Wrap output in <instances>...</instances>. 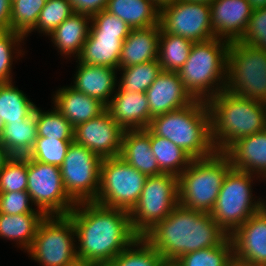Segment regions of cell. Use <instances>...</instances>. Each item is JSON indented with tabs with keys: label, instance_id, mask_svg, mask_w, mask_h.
I'll return each mask as SVG.
<instances>
[{
	"label": "cell",
	"instance_id": "obj_1",
	"mask_svg": "<svg viewBox=\"0 0 266 266\" xmlns=\"http://www.w3.org/2000/svg\"><path fill=\"white\" fill-rule=\"evenodd\" d=\"M74 223L77 258L106 266L139 236L129 212L104 207L93 201L76 203L68 214Z\"/></svg>",
	"mask_w": 266,
	"mask_h": 266
},
{
	"label": "cell",
	"instance_id": "obj_2",
	"mask_svg": "<svg viewBox=\"0 0 266 266\" xmlns=\"http://www.w3.org/2000/svg\"><path fill=\"white\" fill-rule=\"evenodd\" d=\"M227 237L210 213L186 208L179 203L143 236L167 264H173L189 252L216 247Z\"/></svg>",
	"mask_w": 266,
	"mask_h": 266
},
{
	"label": "cell",
	"instance_id": "obj_3",
	"mask_svg": "<svg viewBox=\"0 0 266 266\" xmlns=\"http://www.w3.org/2000/svg\"><path fill=\"white\" fill-rule=\"evenodd\" d=\"M207 105L211 139L217 152H225L237 140L266 129L265 102L223 90Z\"/></svg>",
	"mask_w": 266,
	"mask_h": 266
},
{
	"label": "cell",
	"instance_id": "obj_4",
	"mask_svg": "<svg viewBox=\"0 0 266 266\" xmlns=\"http://www.w3.org/2000/svg\"><path fill=\"white\" fill-rule=\"evenodd\" d=\"M148 129L172 141L192 159L206 158L216 152L205 101L194 100L184 108L157 115L151 119Z\"/></svg>",
	"mask_w": 266,
	"mask_h": 266
},
{
	"label": "cell",
	"instance_id": "obj_5",
	"mask_svg": "<svg viewBox=\"0 0 266 266\" xmlns=\"http://www.w3.org/2000/svg\"><path fill=\"white\" fill-rule=\"evenodd\" d=\"M229 44L216 37L193 43L187 61L177 73L194 100L207 102L225 89Z\"/></svg>",
	"mask_w": 266,
	"mask_h": 266
},
{
	"label": "cell",
	"instance_id": "obj_6",
	"mask_svg": "<svg viewBox=\"0 0 266 266\" xmlns=\"http://www.w3.org/2000/svg\"><path fill=\"white\" fill-rule=\"evenodd\" d=\"M224 152L192 159L178 176L179 204L183 207L210 213L214 208L223 179L231 169Z\"/></svg>",
	"mask_w": 266,
	"mask_h": 266
},
{
	"label": "cell",
	"instance_id": "obj_7",
	"mask_svg": "<svg viewBox=\"0 0 266 266\" xmlns=\"http://www.w3.org/2000/svg\"><path fill=\"white\" fill-rule=\"evenodd\" d=\"M254 178L261 180L257 175L231 168L223 179L210 214L228 236L262 208V198L253 197Z\"/></svg>",
	"mask_w": 266,
	"mask_h": 266
},
{
	"label": "cell",
	"instance_id": "obj_8",
	"mask_svg": "<svg viewBox=\"0 0 266 266\" xmlns=\"http://www.w3.org/2000/svg\"><path fill=\"white\" fill-rule=\"evenodd\" d=\"M225 91L240 97L266 101V51L232 41L227 52Z\"/></svg>",
	"mask_w": 266,
	"mask_h": 266
},
{
	"label": "cell",
	"instance_id": "obj_9",
	"mask_svg": "<svg viewBox=\"0 0 266 266\" xmlns=\"http://www.w3.org/2000/svg\"><path fill=\"white\" fill-rule=\"evenodd\" d=\"M179 203L178 177L163 173L147 176L136 205L129 212L134 232L143 237Z\"/></svg>",
	"mask_w": 266,
	"mask_h": 266
},
{
	"label": "cell",
	"instance_id": "obj_10",
	"mask_svg": "<svg viewBox=\"0 0 266 266\" xmlns=\"http://www.w3.org/2000/svg\"><path fill=\"white\" fill-rule=\"evenodd\" d=\"M39 266H66L77 260L74 223L68 215L46 216L26 251Z\"/></svg>",
	"mask_w": 266,
	"mask_h": 266
},
{
	"label": "cell",
	"instance_id": "obj_11",
	"mask_svg": "<svg viewBox=\"0 0 266 266\" xmlns=\"http://www.w3.org/2000/svg\"><path fill=\"white\" fill-rule=\"evenodd\" d=\"M147 176L122 158H102L100 187L93 201L104 207L130 212L136 205Z\"/></svg>",
	"mask_w": 266,
	"mask_h": 266
},
{
	"label": "cell",
	"instance_id": "obj_12",
	"mask_svg": "<svg viewBox=\"0 0 266 266\" xmlns=\"http://www.w3.org/2000/svg\"><path fill=\"white\" fill-rule=\"evenodd\" d=\"M101 160L99 155L74 141L69 145L60 170L66 193L75 203L96 199Z\"/></svg>",
	"mask_w": 266,
	"mask_h": 266
},
{
	"label": "cell",
	"instance_id": "obj_13",
	"mask_svg": "<svg viewBox=\"0 0 266 266\" xmlns=\"http://www.w3.org/2000/svg\"><path fill=\"white\" fill-rule=\"evenodd\" d=\"M27 192L34 206L47 216L68 215L76 203L63 185L60 167L28 158Z\"/></svg>",
	"mask_w": 266,
	"mask_h": 266
},
{
	"label": "cell",
	"instance_id": "obj_14",
	"mask_svg": "<svg viewBox=\"0 0 266 266\" xmlns=\"http://www.w3.org/2000/svg\"><path fill=\"white\" fill-rule=\"evenodd\" d=\"M159 24L164 32L193 43L215 38L209 4L175 0L160 9Z\"/></svg>",
	"mask_w": 266,
	"mask_h": 266
},
{
	"label": "cell",
	"instance_id": "obj_15",
	"mask_svg": "<svg viewBox=\"0 0 266 266\" xmlns=\"http://www.w3.org/2000/svg\"><path fill=\"white\" fill-rule=\"evenodd\" d=\"M124 131L106 110L100 116L74 127L73 141L101 158L118 157Z\"/></svg>",
	"mask_w": 266,
	"mask_h": 266
},
{
	"label": "cell",
	"instance_id": "obj_16",
	"mask_svg": "<svg viewBox=\"0 0 266 266\" xmlns=\"http://www.w3.org/2000/svg\"><path fill=\"white\" fill-rule=\"evenodd\" d=\"M210 12L215 37L232 42L244 35L253 9L248 0H214Z\"/></svg>",
	"mask_w": 266,
	"mask_h": 266
},
{
	"label": "cell",
	"instance_id": "obj_17",
	"mask_svg": "<svg viewBox=\"0 0 266 266\" xmlns=\"http://www.w3.org/2000/svg\"><path fill=\"white\" fill-rule=\"evenodd\" d=\"M237 258L256 266H266V212L261 208L231 236Z\"/></svg>",
	"mask_w": 266,
	"mask_h": 266
},
{
	"label": "cell",
	"instance_id": "obj_18",
	"mask_svg": "<svg viewBox=\"0 0 266 266\" xmlns=\"http://www.w3.org/2000/svg\"><path fill=\"white\" fill-rule=\"evenodd\" d=\"M145 93L152 118L184 108L194 101L185 90L178 73L171 71L162 70Z\"/></svg>",
	"mask_w": 266,
	"mask_h": 266
},
{
	"label": "cell",
	"instance_id": "obj_19",
	"mask_svg": "<svg viewBox=\"0 0 266 266\" xmlns=\"http://www.w3.org/2000/svg\"><path fill=\"white\" fill-rule=\"evenodd\" d=\"M106 108L124 130L146 129L152 119L145 92H124L118 87Z\"/></svg>",
	"mask_w": 266,
	"mask_h": 266
},
{
	"label": "cell",
	"instance_id": "obj_20",
	"mask_svg": "<svg viewBox=\"0 0 266 266\" xmlns=\"http://www.w3.org/2000/svg\"><path fill=\"white\" fill-rule=\"evenodd\" d=\"M76 63L78 65H76L71 86L107 106L118 87V70L107 66L80 63L78 60Z\"/></svg>",
	"mask_w": 266,
	"mask_h": 266
},
{
	"label": "cell",
	"instance_id": "obj_21",
	"mask_svg": "<svg viewBox=\"0 0 266 266\" xmlns=\"http://www.w3.org/2000/svg\"><path fill=\"white\" fill-rule=\"evenodd\" d=\"M224 153L230 159L232 169L266 180V129L237 140Z\"/></svg>",
	"mask_w": 266,
	"mask_h": 266
},
{
	"label": "cell",
	"instance_id": "obj_22",
	"mask_svg": "<svg viewBox=\"0 0 266 266\" xmlns=\"http://www.w3.org/2000/svg\"><path fill=\"white\" fill-rule=\"evenodd\" d=\"M54 107L74 126H78L104 113L107 108L96 98L70 86L60 87L52 95Z\"/></svg>",
	"mask_w": 266,
	"mask_h": 266
},
{
	"label": "cell",
	"instance_id": "obj_23",
	"mask_svg": "<svg viewBox=\"0 0 266 266\" xmlns=\"http://www.w3.org/2000/svg\"><path fill=\"white\" fill-rule=\"evenodd\" d=\"M160 32V24L132 29L122 43L119 68L158 60Z\"/></svg>",
	"mask_w": 266,
	"mask_h": 266
},
{
	"label": "cell",
	"instance_id": "obj_24",
	"mask_svg": "<svg viewBox=\"0 0 266 266\" xmlns=\"http://www.w3.org/2000/svg\"><path fill=\"white\" fill-rule=\"evenodd\" d=\"M119 157L146 176L163 174L151 149L148 128L125 130Z\"/></svg>",
	"mask_w": 266,
	"mask_h": 266
},
{
	"label": "cell",
	"instance_id": "obj_25",
	"mask_svg": "<svg viewBox=\"0 0 266 266\" xmlns=\"http://www.w3.org/2000/svg\"><path fill=\"white\" fill-rule=\"evenodd\" d=\"M90 23L91 16L73 13L49 35L61 56L78 58L88 37Z\"/></svg>",
	"mask_w": 266,
	"mask_h": 266
},
{
	"label": "cell",
	"instance_id": "obj_26",
	"mask_svg": "<svg viewBox=\"0 0 266 266\" xmlns=\"http://www.w3.org/2000/svg\"><path fill=\"white\" fill-rule=\"evenodd\" d=\"M46 216L43 211L18 215L0 213V238L16 242L18 248L26 252L31 247L40 223Z\"/></svg>",
	"mask_w": 266,
	"mask_h": 266
},
{
	"label": "cell",
	"instance_id": "obj_27",
	"mask_svg": "<svg viewBox=\"0 0 266 266\" xmlns=\"http://www.w3.org/2000/svg\"><path fill=\"white\" fill-rule=\"evenodd\" d=\"M124 40L117 39V36L88 35L77 60L80 63L107 66L118 70Z\"/></svg>",
	"mask_w": 266,
	"mask_h": 266
},
{
	"label": "cell",
	"instance_id": "obj_28",
	"mask_svg": "<svg viewBox=\"0 0 266 266\" xmlns=\"http://www.w3.org/2000/svg\"><path fill=\"white\" fill-rule=\"evenodd\" d=\"M106 11L119 17L132 29L159 24L160 10L150 0H108Z\"/></svg>",
	"mask_w": 266,
	"mask_h": 266
},
{
	"label": "cell",
	"instance_id": "obj_29",
	"mask_svg": "<svg viewBox=\"0 0 266 266\" xmlns=\"http://www.w3.org/2000/svg\"><path fill=\"white\" fill-rule=\"evenodd\" d=\"M37 138L36 107L23 121L4 124L1 143L12 156H27Z\"/></svg>",
	"mask_w": 266,
	"mask_h": 266
},
{
	"label": "cell",
	"instance_id": "obj_30",
	"mask_svg": "<svg viewBox=\"0 0 266 266\" xmlns=\"http://www.w3.org/2000/svg\"><path fill=\"white\" fill-rule=\"evenodd\" d=\"M15 82L0 83V118L3 124L23 121L36 107L26 94L14 85Z\"/></svg>",
	"mask_w": 266,
	"mask_h": 266
},
{
	"label": "cell",
	"instance_id": "obj_31",
	"mask_svg": "<svg viewBox=\"0 0 266 266\" xmlns=\"http://www.w3.org/2000/svg\"><path fill=\"white\" fill-rule=\"evenodd\" d=\"M150 145L159 169L177 177L189 166L192 158L172 141L150 131Z\"/></svg>",
	"mask_w": 266,
	"mask_h": 266
},
{
	"label": "cell",
	"instance_id": "obj_32",
	"mask_svg": "<svg viewBox=\"0 0 266 266\" xmlns=\"http://www.w3.org/2000/svg\"><path fill=\"white\" fill-rule=\"evenodd\" d=\"M193 42L161 29L158 61L163 71L178 72L187 61Z\"/></svg>",
	"mask_w": 266,
	"mask_h": 266
},
{
	"label": "cell",
	"instance_id": "obj_33",
	"mask_svg": "<svg viewBox=\"0 0 266 266\" xmlns=\"http://www.w3.org/2000/svg\"><path fill=\"white\" fill-rule=\"evenodd\" d=\"M118 87L124 92L144 93L162 71L158 60L119 68Z\"/></svg>",
	"mask_w": 266,
	"mask_h": 266
},
{
	"label": "cell",
	"instance_id": "obj_34",
	"mask_svg": "<svg viewBox=\"0 0 266 266\" xmlns=\"http://www.w3.org/2000/svg\"><path fill=\"white\" fill-rule=\"evenodd\" d=\"M162 255L143 237H138L106 266H166Z\"/></svg>",
	"mask_w": 266,
	"mask_h": 266
},
{
	"label": "cell",
	"instance_id": "obj_35",
	"mask_svg": "<svg viewBox=\"0 0 266 266\" xmlns=\"http://www.w3.org/2000/svg\"><path fill=\"white\" fill-rule=\"evenodd\" d=\"M234 255L233 243L228 236L216 247L189 252L179 257L173 266H226L227 262Z\"/></svg>",
	"mask_w": 266,
	"mask_h": 266
},
{
	"label": "cell",
	"instance_id": "obj_36",
	"mask_svg": "<svg viewBox=\"0 0 266 266\" xmlns=\"http://www.w3.org/2000/svg\"><path fill=\"white\" fill-rule=\"evenodd\" d=\"M37 136L73 140L74 126L53 106L49 111L36 106Z\"/></svg>",
	"mask_w": 266,
	"mask_h": 266
},
{
	"label": "cell",
	"instance_id": "obj_37",
	"mask_svg": "<svg viewBox=\"0 0 266 266\" xmlns=\"http://www.w3.org/2000/svg\"><path fill=\"white\" fill-rule=\"evenodd\" d=\"M47 0H10V30L27 38L35 28Z\"/></svg>",
	"mask_w": 266,
	"mask_h": 266
},
{
	"label": "cell",
	"instance_id": "obj_38",
	"mask_svg": "<svg viewBox=\"0 0 266 266\" xmlns=\"http://www.w3.org/2000/svg\"><path fill=\"white\" fill-rule=\"evenodd\" d=\"M25 39L23 35L12 30L0 32V83L12 82L13 61L16 62L19 56L25 55V51H23L25 49H22L21 46Z\"/></svg>",
	"mask_w": 266,
	"mask_h": 266
},
{
	"label": "cell",
	"instance_id": "obj_39",
	"mask_svg": "<svg viewBox=\"0 0 266 266\" xmlns=\"http://www.w3.org/2000/svg\"><path fill=\"white\" fill-rule=\"evenodd\" d=\"M73 13L74 10L68 0H47L31 33L37 31L40 34L49 36Z\"/></svg>",
	"mask_w": 266,
	"mask_h": 266
},
{
	"label": "cell",
	"instance_id": "obj_40",
	"mask_svg": "<svg viewBox=\"0 0 266 266\" xmlns=\"http://www.w3.org/2000/svg\"><path fill=\"white\" fill-rule=\"evenodd\" d=\"M73 140H57L56 138L38 137L26 156L44 164L60 167L66 157V152Z\"/></svg>",
	"mask_w": 266,
	"mask_h": 266
},
{
	"label": "cell",
	"instance_id": "obj_41",
	"mask_svg": "<svg viewBox=\"0 0 266 266\" xmlns=\"http://www.w3.org/2000/svg\"><path fill=\"white\" fill-rule=\"evenodd\" d=\"M28 157L12 156L0 171V193L27 191Z\"/></svg>",
	"mask_w": 266,
	"mask_h": 266
},
{
	"label": "cell",
	"instance_id": "obj_42",
	"mask_svg": "<svg viewBox=\"0 0 266 266\" xmlns=\"http://www.w3.org/2000/svg\"><path fill=\"white\" fill-rule=\"evenodd\" d=\"M132 28L119 17L102 10L91 16L88 35L117 36V39H126Z\"/></svg>",
	"mask_w": 266,
	"mask_h": 266
},
{
	"label": "cell",
	"instance_id": "obj_43",
	"mask_svg": "<svg viewBox=\"0 0 266 266\" xmlns=\"http://www.w3.org/2000/svg\"><path fill=\"white\" fill-rule=\"evenodd\" d=\"M239 42L252 44L266 51V7L253 10L247 29Z\"/></svg>",
	"mask_w": 266,
	"mask_h": 266
},
{
	"label": "cell",
	"instance_id": "obj_44",
	"mask_svg": "<svg viewBox=\"0 0 266 266\" xmlns=\"http://www.w3.org/2000/svg\"><path fill=\"white\" fill-rule=\"evenodd\" d=\"M33 202L27 191L0 193V213L18 215L41 211L32 207Z\"/></svg>",
	"mask_w": 266,
	"mask_h": 266
},
{
	"label": "cell",
	"instance_id": "obj_45",
	"mask_svg": "<svg viewBox=\"0 0 266 266\" xmlns=\"http://www.w3.org/2000/svg\"><path fill=\"white\" fill-rule=\"evenodd\" d=\"M74 10V13L87 14L93 16L94 14L106 10L108 0H68Z\"/></svg>",
	"mask_w": 266,
	"mask_h": 266
},
{
	"label": "cell",
	"instance_id": "obj_46",
	"mask_svg": "<svg viewBox=\"0 0 266 266\" xmlns=\"http://www.w3.org/2000/svg\"><path fill=\"white\" fill-rule=\"evenodd\" d=\"M11 6L10 0H0V32L10 30Z\"/></svg>",
	"mask_w": 266,
	"mask_h": 266
},
{
	"label": "cell",
	"instance_id": "obj_47",
	"mask_svg": "<svg viewBox=\"0 0 266 266\" xmlns=\"http://www.w3.org/2000/svg\"><path fill=\"white\" fill-rule=\"evenodd\" d=\"M11 157L12 155L0 141V171L3 169V167Z\"/></svg>",
	"mask_w": 266,
	"mask_h": 266
},
{
	"label": "cell",
	"instance_id": "obj_48",
	"mask_svg": "<svg viewBox=\"0 0 266 266\" xmlns=\"http://www.w3.org/2000/svg\"><path fill=\"white\" fill-rule=\"evenodd\" d=\"M226 266H256V265L247 261H243L233 255L231 259L227 262Z\"/></svg>",
	"mask_w": 266,
	"mask_h": 266
},
{
	"label": "cell",
	"instance_id": "obj_49",
	"mask_svg": "<svg viewBox=\"0 0 266 266\" xmlns=\"http://www.w3.org/2000/svg\"><path fill=\"white\" fill-rule=\"evenodd\" d=\"M253 10L266 7V0H248Z\"/></svg>",
	"mask_w": 266,
	"mask_h": 266
},
{
	"label": "cell",
	"instance_id": "obj_50",
	"mask_svg": "<svg viewBox=\"0 0 266 266\" xmlns=\"http://www.w3.org/2000/svg\"><path fill=\"white\" fill-rule=\"evenodd\" d=\"M159 10L167 5H170L175 0H150Z\"/></svg>",
	"mask_w": 266,
	"mask_h": 266
},
{
	"label": "cell",
	"instance_id": "obj_51",
	"mask_svg": "<svg viewBox=\"0 0 266 266\" xmlns=\"http://www.w3.org/2000/svg\"><path fill=\"white\" fill-rule=\"evenodd\" d=\"M66 266H98L94 263L86 262L84 260L77 259L72 264Z\"/></svg>",
	"mask_w": 266,
	"mask_h": 266
},
{
	"label": "cell",
	"instance_id": "obj_52",
	"mask_svg": "<svg viewBox=\"0 0 266 266\" xmlns=\"http://www.w3.org/2000/svg\"><path fill=\"white\" fill-rule=\"evenodd\" d=\"M186 1H191V2H196V3H204V4H211L214 0H186Z\"/></svg>",
	"mask_w": 266,
	"mask_h": 266
},
{
	"label": "cell",
	"instance_id": "obj_53",
	"mask_svg": "<svg viewBox=\"0 0 266 266\" xmlns=\"http://www.w3.org/2000/svg\"><path fill=\"white\" fill-rule=\"evenodd\" d=\"M3 127H4V124H3V122H2V120L0 118V138H1L2 133H3Z\"/></svg>",
	"mask_w": 266,
	"mask_h": 266
},
{
	"label": "cell",
	"instance_id": "obj_54",
	"mask_svg": "<svg viewBox=\"0 0 266 266\" xmlns=\"http://www.w3.org/2000/svg\"><path fill=\"white\" fill-rule=\"evenodd\" d=\"M262 209L266 212V200L262 199Z\"/></svg>",
	"mask_w": 266,
	"mask_h": 266
}]
</instances>
